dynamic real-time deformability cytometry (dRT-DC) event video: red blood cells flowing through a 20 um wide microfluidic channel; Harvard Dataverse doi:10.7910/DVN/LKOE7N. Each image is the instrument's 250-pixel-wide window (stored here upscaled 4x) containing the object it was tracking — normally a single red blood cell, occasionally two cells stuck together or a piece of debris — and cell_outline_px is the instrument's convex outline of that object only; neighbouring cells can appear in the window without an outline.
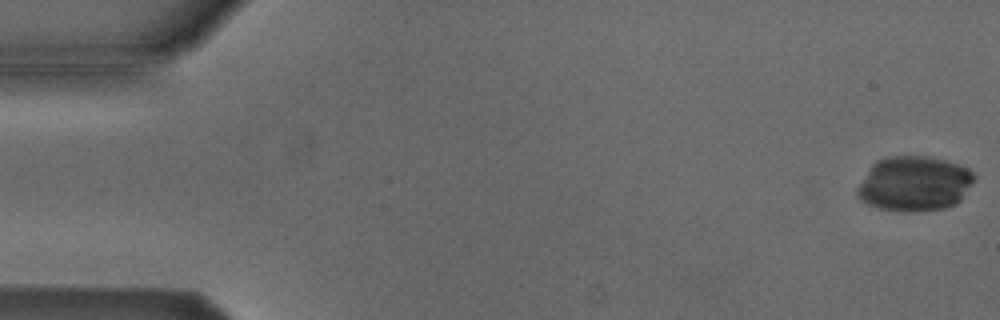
{"species": "Egyptian fruit bat (a non-hibernating species)", "species_latin": "Rousettus aegyptiacus", "temperature_condition": "cold", "stored_images_in_passage": 5, "camera_frame_rate_fps": 3000, "um_per_image_px": 0.085, "animal": {"sex": "male"}, "frame": {"image": 1, "passage_image": 1, "time_ms": 0.0, "image_size_px": [1000, 320], "cell_outline_px": [[976, 176], [972, 184], [960, 200], [956, 204], [944, 208], [912, 212], [904, 212], [880, 208], [868, 204], [856, 192], [856, 188], [872, 164], [876, 160], [892, 156], [924, 156], [944, 160], [968, 168]], "centroid_in_image_um": [77.73, 15.61], "position_along_channel_um": 7.3, "area_um2": 37.22}}